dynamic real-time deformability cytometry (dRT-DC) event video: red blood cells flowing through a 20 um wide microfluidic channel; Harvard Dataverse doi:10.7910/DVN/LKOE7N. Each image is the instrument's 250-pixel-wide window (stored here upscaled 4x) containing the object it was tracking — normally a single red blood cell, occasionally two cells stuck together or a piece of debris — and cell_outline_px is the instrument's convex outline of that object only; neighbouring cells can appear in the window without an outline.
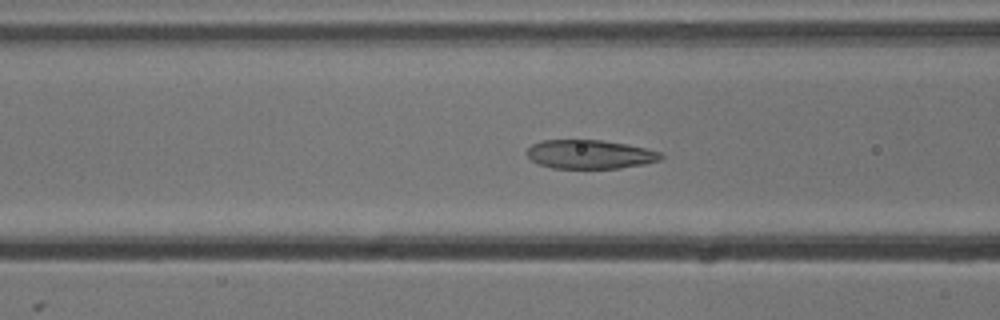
{"species": "common noctule bat (a hibernating species)", "species_latin": "Nyctalus noctula", "temperature_condition": "cold", "stored_images_in_passage": 55, "camera_frame_rate_fps": 3000, "um_per_image_px": 0.085, "animal": {"sex": "male", "body_mass_g": 13.3}, "frame": {"image": 1, "passage_image": 21, "time_ms": 6.667, "image_size_px": [1000, 320], "cell_outline_px": [[664, 156], [660, 160], [644, 164], [620, 168], [552, 168], [540, 164], [532, 160], [524, 152], [532, 144], [544, 140], [600, 140], [628, 144], [660, 152]], "centroid_in_image_um": [50.13, 13.11], "position_along_channel_um": 116.5, "area_um2": 22.48}}
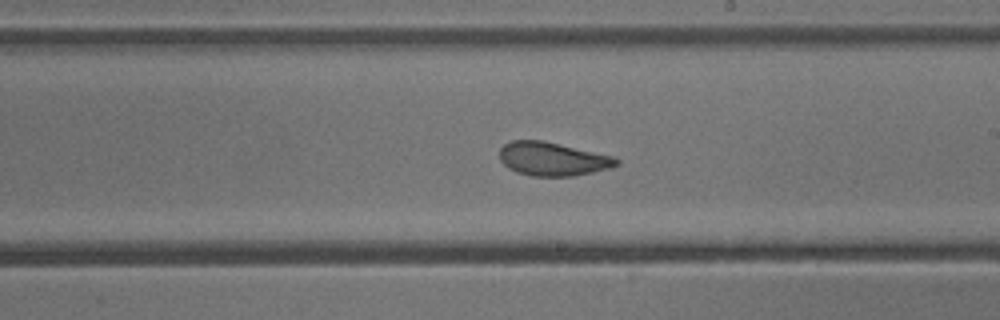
{"frame": {"image": 2, "passage_image": 31, "time_ms": 10.0, "image_size_px": [1000, 320], "cell_outline_px": [[620, 164], [612, 168], [572, 176], [532, 176], [516, 172], [508, 168], [500, 160], [500, 148], [504, 144], [512, 140], [544, 140], [612, 156], [620, 160]], "centroid_in_image_um": [46.97, 13.51], "position_along_channel_um": 242.0, "area_um2": 22.95}}
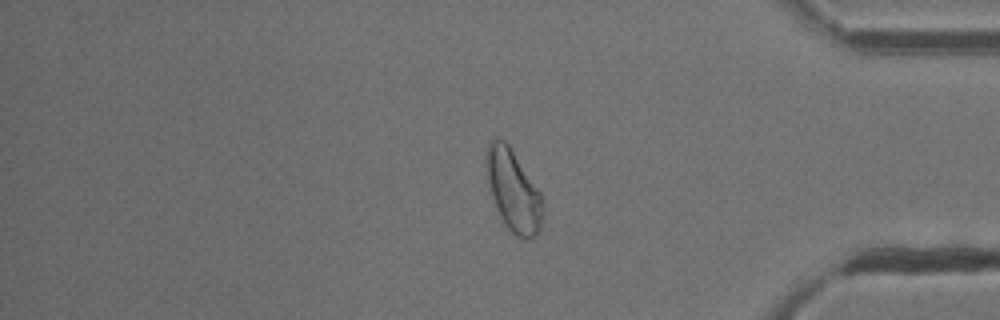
{"frame": {"image": 3, "passage_image": 45, "time_ms": 14.667, "image_size_px": [1000, 320], "cell_outline_px": [[544, 212], [540, 228], [528, 240], [516, 236], [504, 224], [492, 200], [488, 184], [484, 160], [488, 144], [496, 136], [504, 140], [508, 144], [540, 192]], "centroid_in_image_um": [43.59, 16.18], "position_along_channel_um": 391.6, "area_um2": 26.88}}